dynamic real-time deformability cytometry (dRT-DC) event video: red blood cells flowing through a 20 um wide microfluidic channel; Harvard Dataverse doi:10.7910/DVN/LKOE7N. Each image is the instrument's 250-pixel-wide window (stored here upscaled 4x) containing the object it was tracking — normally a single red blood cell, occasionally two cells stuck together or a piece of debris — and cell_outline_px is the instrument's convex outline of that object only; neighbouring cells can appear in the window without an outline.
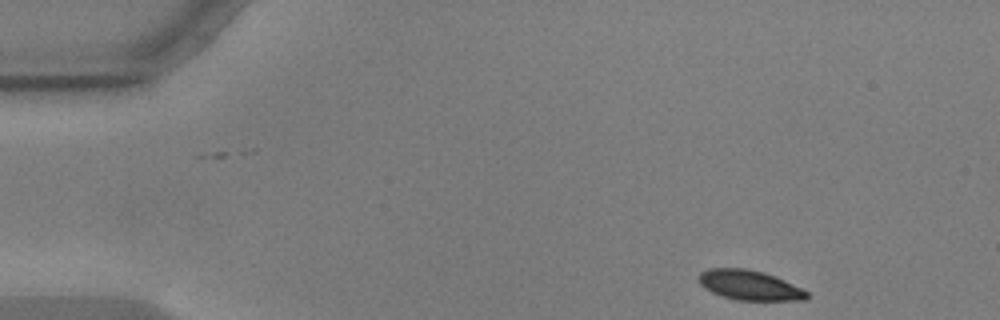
{"species": "common noctule bat (a hibernating species)", "species_latin": "Nyctalus noctula", "temperature_condition": "warm", "stored_images_in_passage": 50, "camera_frame_rate_fps": 3000, "um_per_image_px": 0.085, "animal": {"sex": "male", "body_mass_g": 17.9, "forearm_length_mm": 54.2}, "frame": {"image": 1, "passage_image": 1, "time_ms": 0.0, "image_size_px": [1000, 320], "cell_outline_px": [[808, 300], [736, 300], [712, 292], [704, 288], [696, 280], [700, 272], [708, 268], [744, 268], [764, 272], [784, 280], [808, 292]], "centroid_in_image_um": [63.67, 24.23], "position_along_channel_um": 21.3, "area_um2": 18.79}}
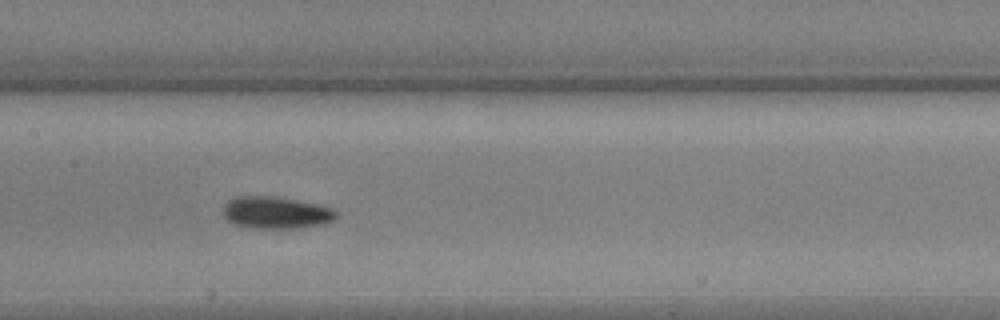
{"frame": {"image": 2, "passage_image": 22, "time_ms": 7.0, "image_size_px": [1000, 320], "cell_outline_px": [[340, 216], [324, 224], [296, 228], [248, 228], [236, 224], [228, 220], [220, 212], [224, 204], [228, 200], [236, 196], [276, 196], [316, 204], [332, 208]], "centroid_in_image_um": [23.42, 18.07], "position_along_channel_um": 184.0, "area_um2": 21.33}}
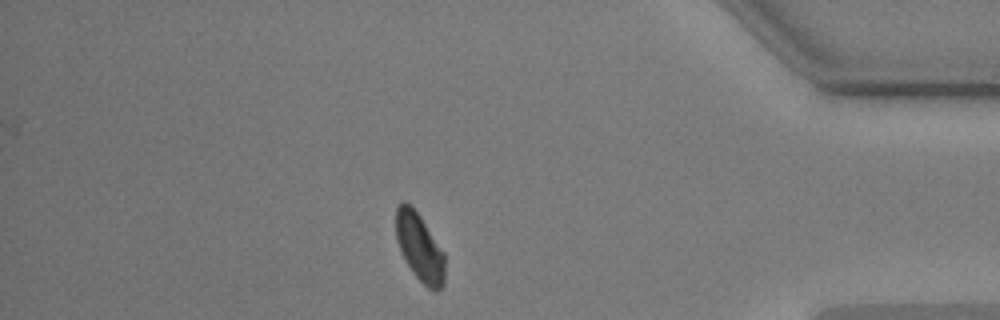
{"frame": {"image": 3, "passage_image": 43, "time_ms": 14.0, "image_size_px": [1000, 320], "cell_outline_px": [[444, 284], [436, 292], [432, 292], [412, 272], [400, 252], [396, 240], [396, 208], [404, 200], [420, 216], [444, 252]], "centroid_in_image_um": [35.66, 21.05], "position_along_channel_um": 399.5, "area_um2": 19.25}, "authors_computed_cell_mechanics": {"area_um2": 20.4323, "velocity_mm_per_s": 3.5776, "shape_relaxation_time_tau1_ms": 3.2822, "shape_relaxation_time_tau2_ms": null, "deformation_change_tau1": 0.1215, "deformation_change_tau2": null}}